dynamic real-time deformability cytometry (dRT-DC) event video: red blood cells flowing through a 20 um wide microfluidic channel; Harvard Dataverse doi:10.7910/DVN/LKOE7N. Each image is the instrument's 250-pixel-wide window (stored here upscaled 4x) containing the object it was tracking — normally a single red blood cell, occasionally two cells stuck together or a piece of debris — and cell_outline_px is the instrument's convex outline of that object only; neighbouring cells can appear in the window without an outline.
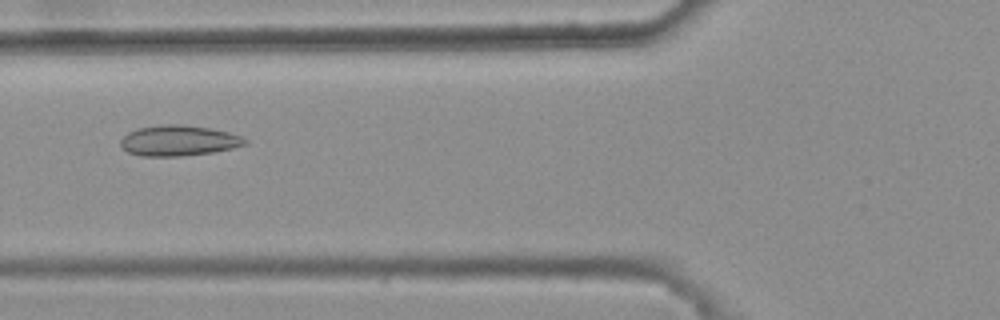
{"species": "common noctule bat (a hibernating species)", "species_latin": "Nyctalus noctula", "temperature_condition": "warm", "stored_images_in_passage": 39, "camera_frame_rate_fps": 3000, "um_per_image_px": 0.085, "animal": {"sex": "female", "body_mass_g": 25.1}, "frame": {"image": 1, "passage_image": 11, "time_ms": 3.333, "image_size_px": [1000, 320], "cell_outline_px": [[248, 144], [232, 148], [212, 152], [180, 156], [140, 156], [128, 152], [120, 144], [120, 140], [128, 132], [136, 128], [164, 124], [184, 124], [208, 128], [228, 132], [240, 136], [248, 140]], "centroid_in_image_um": [15.17, 11.94], "position_along_channel_um": 110.6, "area_um2": 22.14}}
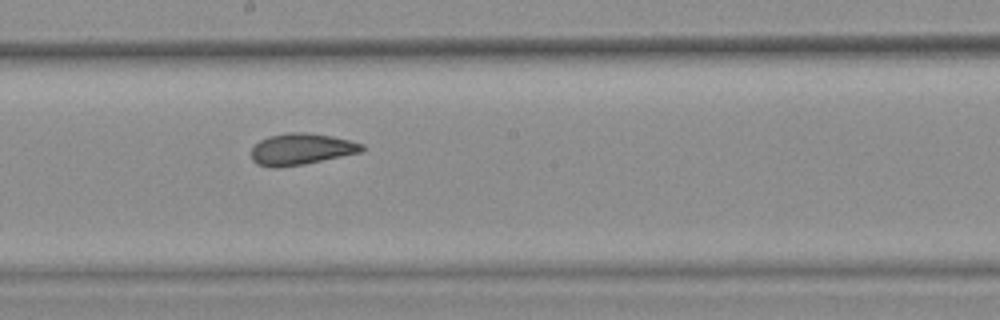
{"frame": {"image": 2, "passage_image": 20, "time_ms": 6.333, "image_size_px": [1000, 320], "cell_outline_px": [[364, 148], [360, 152], [304, 164], [276, 168], [272, 168], [256, 164], [252, 160], [252, 148], [260, 140], [268, 136], [288, 132], [304, 132], [332, 136], [364, 144]], "centroid_in_image_um": [25.57, 12.67], "position_along_channel_um": 222.6, "area_um2": 20.17}}
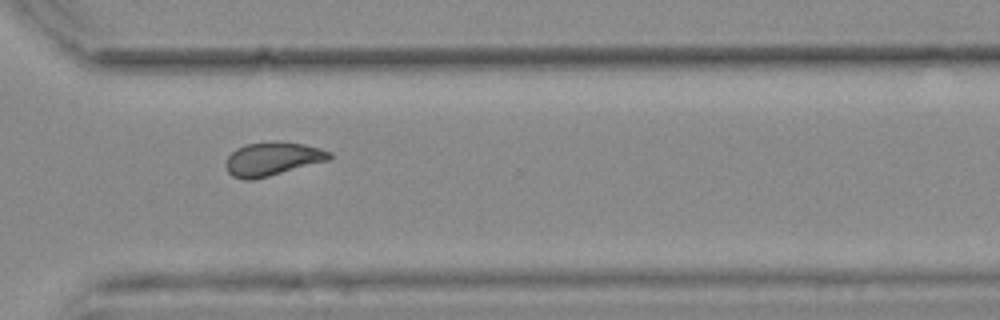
{"frame": {"image": 3, "passage_image": 30, "time_ms": 9.667, "image_size_px": [1000, 320], "cell_outline_px": [[332, 156], [328, 160], [268, 176], [252, 180], [244, 180], [232, 176], [228, 172], [224, 164], [228, 156], [236, 148], [244, 144], [276, 140], [304, 144], [320, 148], [332, 152]], "centroid_in_image_um": [23.13, 13.49], "position_along_channel_um": 347.5, "area_um2": 20.4}, "authors_computed_cell_mechanics": {"area_um2": 20.2878, "velocity_mm_per_s": 3.7402, "shape_relaxation_time_tau1_ms": null, "shape_relaxation_time_tau2_ms": 1.7093, "deformation_change_tau1": null, "deformation_change_tau2": 0.0747}}